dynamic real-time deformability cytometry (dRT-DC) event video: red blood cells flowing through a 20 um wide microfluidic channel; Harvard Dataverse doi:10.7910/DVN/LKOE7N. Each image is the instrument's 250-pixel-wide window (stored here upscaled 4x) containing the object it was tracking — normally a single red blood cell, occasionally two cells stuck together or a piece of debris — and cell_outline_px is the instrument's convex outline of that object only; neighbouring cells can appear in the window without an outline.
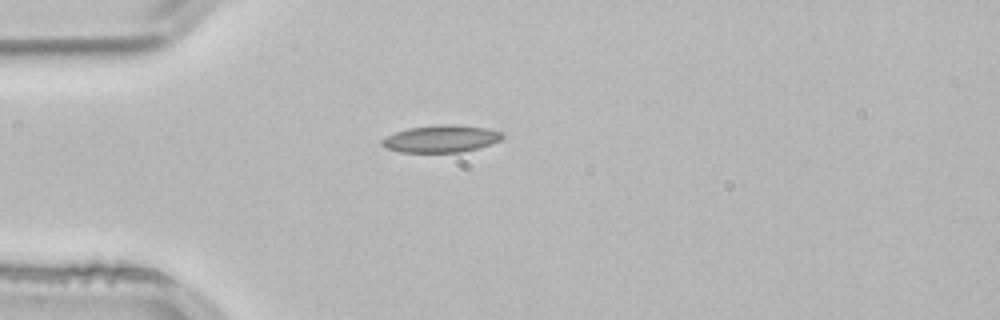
{"species": "common noctule bat (a hibernating species)", "species_latin": "Nyctalus noctula", "temperature_condition": "room temperature", "stored_images_in_passage": 2, "camera_frame_rate_fps": 3000, "um_per_image_px": 0.085, "animal": {"sex": "male", "body_mass_g": 21.5, "forearm_length_mm": 52.0}, "frame": {"image": 1, "passage_image": 2, "time_ms": 0.333, "image_size_px": [1000, 320], "cell_outline_px": [[504, 136], [500, 140], [476, 148], [460, 152], [400, 152], [388, 148], [380, 144], [380, 140], [396, 132], [408, 128], [440, 124], [452, 124], [488, 128], [500, 132]], "centroid_in_image_um": [37.47, 11.78], "position_along_channel_um": 47.5, "area_um2": 18.84}}